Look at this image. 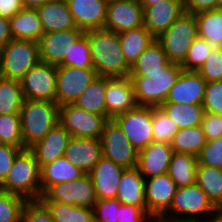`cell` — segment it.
<instances>
[{
  "mask_svg": "<svg viewBox=\"0 0 222 222\" xmlns=\"http://www.w3.org/2000/svg\"><path fill=\"white\" fill-rule=\"evenodd\" d=\"M93 68L98 76H129L131 67L124 59L118 33L105 28L86 31Z\"/></svg>",
  "mask_w": 222,
  "mask_h": 222,
  "instance_id": "6da1fadb",
  "label": "cell"
},
{
  "mask_svg": "<svg viewBox=\"0 0 222 222\" xmlns=\"http://www.w3.org/2000/svg\"><path fill=\"white\" fill-rule=\"evenodd\" d=\"M0 190L21 196L27 201L41 198L40 168L29 148L17 154L11 170L0 184Z\"/></svg>",
  "mask_w": 222,
  "mask_h": 222,
  "instance_id": "7a4b0ae2",
  "label": "cell"
},
{
  "mask_svg": "<svg viewBox=\"0 0 222 222\" xmlns=\"http://www.w3.org/2000/svg\"><path fill=\"white\" fill-rule=\"evenodd\" d=\"M56 102L24 99L20 109L23 148L42 140L58 123Z\"/></svg>",
  "mask_w": 222,
  "mask_h": 222,
  "instance_id": "3957f363",
  "label": "cell"
},
{
  "mask_svg": "<svg viewBox=\"0 0 222 222\" xmlns=\"http://www.w3.org/2000/svg\"><path fill=\"white\" fill-rule=\"evenodd\" d=\"M182 71L180 64L169 62L160 72L146 73V77H129L137 105L159 107L165 103Z\"/></svg>",
  "mask_w": 222,
  "mask_h": 222,
  "instance_id": "277c9868",
  "label": "cell"
},
{
  "mask_svg": "<svg viewBox=\"0 0 222 222\" xmlns=\"http://www.w3.org/2000/svg\"><path fill=\"white\" fill-rule=\"evenodd\" d=\"M217 214L218 209L206 193L194 183L176 189L172 205L163 216L170 219L215 222ZM202 216H206L205 219ZM200 217H202V220Z\"/></svg>",
  "mask_w": 222,
  "mask_h": 222,
  "instance_id": "5b68a950",
  "label": "cell"
},
{
  "mask_svg": "<svg viewBox=\"0 0 222 222\" xmlns=\"http://www.w3.org/2000/svg\"><path fill=\"white\" fill-rule=\"evenodd\" d=\"M39 62L38 42L12 39L0 49V76L20 80Z\"/></svg>",
  "mask_w": 222,
  "mask_h": 222,
  "instance_id": "8992f818",
  "label": "cell"
},
{
  "mask_svg": "<svg viewBox=\"0 0 222 222\" xmlns=\"http://www.w3.org/2000/svg\"><path fill=\"white\" fill-rule=\"evenodd\" d=\"M198 37V25L195 15L184 12L156 40L170 62L181 64L187 57L190 45Z\"/></svg>",
  "mask_w": 222,
  "mask_h": 222,
  "instance_id": "52a82bcc",
  "label": "cell"
},
{
  "mask_svg": "<svg viewBox=\"0 0 222 222\" xmlns=\"http://www.w3.org/2000/svg\"><path fill=\"white\" fill-rule=\"evenodd\" d=\"M108 118L83 110L73 103L58 108V122L76 138L100 139Z\"/></svg>",
  "mask_w": 222,
  "mask_h": 222,
  "instance_id": "ba28073f",
  "label": "cell"
},
{
  "mask_svg": "<svg viewBox=\"0 0 222 222\" xmlns=\"http://www.w3.org/2000/svg\"><path fill=\"white\" fill-rule=\"evenodd\" d=\"M39 200L93 208L97 197L89 174H85L74 181L61 182L51 186Z\"/></svg>",
  "mask_w": 222,
  "mask_h": 222,
  "instance_id": "9c48e42d",
  "label": "cell"
},
{
  "mask_svg": "<svg viewBox=\"0 0 222 222\" xmlns=\"http://www.w3.org/2000/svg\"><path fill=\"white\" fill-rule=\"evenodd\" d=\"M24 99L56 102L57 66L39 62L21 79Z\"/></svg>",
  "mask_w": 222,
  "mask_h": 222,
  "instance_id": "30bf717a",
  "label": "cell"
},
{
  "mask_svg": "<svg viewBox=\"0 0 222 222\" xmlns=\"http://www.w3.org/2000/svg\"><path fill=\"white\" fill-rule=\"evenodd\" d=\"M100 139L103 157L124 168H135L137 166L138 152L114 119L106 121Z\"/></svg>",
  "mask_w": 222,
  "mask_h": 222,
  "instance_id": "8fae6325",
  "label": "cell"
},
{
  "mask_svg": "<svg viewBox=\"0 0 222 222\" xmlns=\"http://www.w3.org/2000/svg\"><path fill=\"white\" fill-rule=\"evenodd\" d=\"M114 120L137 152L153 142L152 107L137 106Z\"/></svg>",
  "mask_w": 222,
  "mask_h": 222,
  "instance_id": "7c38bea8",
  "label": "cell"
},
{
  "mask_svg": "<svg viewBox=\"0 0 222 222\" xmlns=\"http://www.w3.org/2000/svg\"><path fill=\"white\" fill-rule=\"evenodd\" d=\"M97 76L94 68L57 66L56 104L74 103Z\"/></svg>",
  "mask_w": 222,
  "mask_h": 222,
  "instance_id": "4fadbf2b",
  "label": "cell"
},
{
  "mask_svg": "<svg viewBox=\"0 0 222 222\" xmlns=\"http://www.w3.org/2000/svg\"><path fill=\"white\" fill-rule=\"evenodd\" d=\"M141 26H144L143 7L137 0L107 3L105 29L120 34Z\"/></svg>",
  "mask_w": 222,
  "mask_h": 222,
  "instance_id": "5bb4252c",
  "label": "cell"
},
{
  "mask_svg": "<svg viewBox=\"0 0 222 222\" xmlns=\"http://www.w3.org/2000/svg\"><path fill=\"white\" fill-rule=\"evenodd\" d=\"M81 29L44 33L39 40L40 61L59 66L68 56L72 45L84 34Z\"/></svg>",
  "mask_w": 222,
  "mask_h": 222,
  "instance_id": "9a60e30c",
  "label": "cell"
},
{
  "mask_svg": "<svg viewBox=\"0 0 222 222\" xmlns=\"http://www.w3.org/2000/svg\"><path fill=\"white\" fill-rule=\"evenodd\" d=\"M176 184L165 173L145 179V200L147 213L152 217L163 216L171 207Z\"/></svg>",
  "mask_w": 222,
  "mask_h": 222,
  "instance_id": "2e32d148",
  "label": "cell"
},
{
  "mask_svg": "<svg viewBox=\"0 0 222 222\" xmlns=\"http://www.w3.org/2000/svg\"><path fill=\"white\" fill-rule=\"evenodd\" d=\"M105 104L106 117L108 119H114L116 116L135 109L138 106L133 85L128 76L106 77Z\"/></svg>",
  "mask_w": 222,
  "mask_h": 222,
  "instance_id": "e0dca14e",
  "label": "cell"
},
{
  "mask_svg": "<svg viewBox=\"0 0 222 222\" xmlns=\"http://www.w3.org/2000/svg\"><path fill=\"white\" fill-rule=\"evenodd\" d=\"M144 27L157 38L184 13L183 0H162L154 5L142 6Z\"/></svg>",
  "mask_w": 222,
  "mask_h": 222,
  "instance_id": "ac0fdd59",
  "label": "cell"
},
{
  "mask_svg": "<svg viewBox=\"0 0 222 222\" xmlns=\"http://www.w3.org/2000/svg\"><path fill=\"white\" fill-rule=\"evenodd\" d=\"M173 153L170 143L153 141L138 152L136 168L145 179L165 174Z\"/></svg>",
  "mask_w": 222,
  "mask_h": 222,
  "instance_id": "d6986e66",
  "label": "cell"
},
{
  "mask_svg": "<svg viewBox=\"0 0 222 222\" xmlns=\"http://www.w3.org/2000/svg\"><path fill=\"white\" fill-rule=\"evenodd\" d=\"M126 168L112 160L101 157L99 162L88 173L97 199H115L120 177Z\"/></svg>",
  "mask_w": 222,
  "mask_h": 222,
  "instance_id": "ffe728a7",
  "label": "cell"
},
{
  "mask_svg": "<svg viewBox=\"0 0 222 222\" xmlns=\"http://www.w3.org/2000/svg\"><path fill=\"white\" fill-rule=\"evenodd\" d=\"M78 29L84 32L104 28L106 0H66Z\"/></svg>",
  "mask_w": 222,
  "mask_h": 222,
  "instance_id": "44dd1931",
  "label": "cell"
},
{
  "mask_svg": "<svg viewBox=\"0 0 222 222\" xmlns=\"http://www.w3.org/2000/svg\"><path fill=\"white\" fill-rule=\"evenodd\" d=\"M64 157L88 174L102 157L101 139L71 137Z\"/></svg>",
  "mask_w": 222,
  "mask_h": 222,
  "instance_id": "7402d4cb",
  "label": "cell"
},
{
  "mask_svg": "<svg viewBox=\"0 0 222 222\" xmlns=\"http://www.w3.org/2000/svg\"><path fill=\"white\" fill-rule=\"evenodd\" d=\"M206 81L196 71H182L165 103L202 104Z\"/></svg>",
  "mask_w": 222,
  "mask_h": 222,
  "instance_id": "603a6c76",
  "label": "cell"
},
{
  "mask_svg": "<svg viewBox=\"0 0 222 222\" xmlns=\"http://www.w3.org/2000/svg\"><path fill=\"white\" fill-rule=\"evenodd\" d=\"M72 136L58 122L48 134L29 149L33 152L41 169L44 165L64 157L65 149Z\"/></svg>",
  "mask_w": 222,
  "mask_h": 222,
  "instance_id": "cb8c5ba5",
  "label": "cell"
},
{
  "mask_svg": "<svg viewBox=\"0 0 222 222\" xmlns=\"http://www.w3.org/2000/svg\"><path fill=\"white\" fill-rule=\"evenodd\" d=\"M37 11L44 33L77 28L66 0H50Z\"/></svg>",
  "mask_w": 222,
  "mask_h": 222,
  "instance_id": "d4e9b609",
  "label": "cell"
},
{
  "mask_svg": "<svg viewBox=\"0 0 222 222\" xmlns=\"http://www.w3.org/2000/svg\"><path fill=\"white\" fill-rule=\"evenodd\" d=\"M121 204H131L147 212L145 200V178L135 168H126L119 181L116 198Z\"/></svg>",
  "mask_w": 222,
  "mask_h": 222,
  "instance_id": "484cf974",
  "label": "cell"
},
{
  "mask_svg": "<svg viewBox=\"0 0 222 222\" xmlns=\"http://www.w3.org/2000/svg\"><path fill=\"white\" fill-rule=\"evenodd\" d=\"M13 39L39 42L44 34L37 9L22 8L9 19Z\"/></svg>",
  "mask_w": 222,
  "mask_h": 222,
  "instance_id": "4316f807",
  "label": "cell"
},
{
  "mask_svg": "<svg viewBox=\"0 0 222 222\" xmlns=\"http://www.w3.org/2000/svg\"><path fill=\"white\" fill-rule=\"evenodd\" d=\"M85 174V172L71 164L65 157L58 158L40 169L41 195L57 183L74 181Z\"/></svg>",
  "mask_w": 222,
  "mask_h": 222,
  "instance_id": "83f0119b",
  "label": "cell"
},
{
  "mask_svg": "<svg viewBox=\"0 0 222 222\" xmlns=\"http://www.w3.org/2000/svg\"><path fill=\"white\" fill-rule=\"evenodd\" d=\"M169 62L161 44L154 39L131 66L128 77H146V73L160 72Z\"/></svg>",
  "mask_w": 222,
  "mask_h": 222,
  "instance_id": "f1b7e54d",
  "label": "cell"
},
{
  "mask_svg": "<svg viewBox=\"0 0 222 222\" xmlns=\"http://www.w3.org/2000/svg\"><path fill=\"white\" fill-rule=\"evenodd\" d=\"M118 35L124 59L130 67L137 61L148 45L156 39L144 26Z\"/></svg>",
  "mask_w": 222,
  "mask_h": 222,
  "instance_id": "f546056e",
  "label": "cell"
},
{
  "mask_svg": "<svg viewBox=\"0 0 222 222\" xmlns=\"http://www.w3.org/2000/svg\"><path fill=\"white\" fill-rule=\"evenodd\" d=\"M197 157L188 153H173L167 174L176 187H185L196 183Z\"/></svg>",
  "mask_w": 222,
  "mask_h": 222,
  "instance_id": "4dcf8cb0",
  "label": "cell"
},
{
  "mask_svg": "<svg viewBox=\"0 0 222 222\" xmlns=\"http://www.w3.org/2000/svg\"><path fill=\"white\" fill-rule=\"evenodd\" d=\"M106 77L97 76L73 103L83 110L106 116Z\"/></svg>",
  "mask_w": 222,
  "mask_h": 222,
  "instance_id": "1f68e13d",
  "label": "cell"
},
{
  "mask_svg": "<svg viewBox=\"0 0 222 222\" xmlns=\"http://www.w3.org/2000/svg\"><path fill=\"white\" fill-rule=\"evenodd\" d=\"M196 184L206 193L218 210L222 209V169L198 165Z\"/></svg>",
  "mask_w": 222,
  "mask_h": 222,
  "instance_id": "d6a6232c",
  "label": "cell"
},
{
  "mask_svg": "<svg viewBox=\"0 0 222 222\" xmlns=\"http://www.w3.org/2000/svg\"><path fill=\"white\" fill-rule=\"evenodd\" d=\"M159 107L176 123L179 129L200 125L204 114L202 104L163 103Z\"/></svg>",
  "mask_w": 222,
  "mask_h": 222,
  "instance_id": "836d02e7",
  "label": "cell"
},
{
  "mask_svg": "<svg viewBox=\"0 0 222 222\" xmlns=\"http://www.w3.org/2000/svg\"><path fill=\"white\" fill-rule=\"evenodd\" d=\"M194 15L198 25V36L215 47H222V9L202 11Z\"/></svg>",
  "mask_w": 222,
  "mask_h": 222,
  "instance_id": "e575fe53",
  "label": "cell"
},
{
  "mask_svg": "<svg viewBox=\"0 0 222 222\" xmlns=\"http://www.w3.org/2000/svg\"><path fill=\"white\" fill-rule=\"evenodd\" d=\"M206 143V137L198 125L179 129L170 144L174 153H188L197 157Z\"/></svg>",
  "mask_w": 222,
  "mask_h": 222,
  "instance_id": "d590c367",
  "label": "cell"
},
{
  "mask_svg": "<svg viewBox=\"0 0 222 222\" xmlns=\"http://www.w3.org/2000/svg\"><path fill=\"white\" fill-rule=\"evenodd\" d=\"M23 101L20 80L0 76V115L19 114Z\"/></svg>",
  "mask_w": 222,
  "mask_h": 222,
  "instance_id": "8d00e7d4",
  "label": "cell"
},
{
  "mask_svg": "<svg viewBox=\"0 0 222 222\" xmlns=\"http://www.w3.org/2000/svg\"><path fill=\"white\" fill-rule=\"evenodd\" d=\"M50 211L55 222H93V208L64 204L61 202H42Z\"/></svg>",
  "mask_w": 222,
  "mask_h": 222,
  "instance_id": "74e56055",
  "label": "cell"
},
{
  "mask_svg": "<svg viewBox=\"0 0 222 222\" xmlns=\"http://www.w3.org/2000/svg\"><path fill=\"white\" fill-rule=\"evenodd\" d=\"M0 143L23 148L20 114L0 115Z\"/></svg>",
  "mask_w": 222,
  "mask_h": 222,
  "instance_id": "f35d334b",
  "label": "cell"
},
{
  "mask_svg": "<svg viewBox=\"0 0 222 222\" xmlns=\"http://www.w3.org/2000/svg\"><path fill=\"white\" fill-rule=\"evenodd\" d=\"M153 141L171 143L179 131L176 123L160 107H152Z\"/></svg>",
  "mask_w": 222,
  "mask_h": 222,
  "instance_id": "ab89813d",
  "label": "cell"
},
{
  "mask_svg": "<svg viewBox=\"0 0 222 222\" xmlns=\"http://www.w3.org/2000/svg\"><path fill=\"white\" fill-rule=\"evenodd\" d=\"M59 66L93 68L90 44L85 33L72 45L68 56H64V60Z\"/></svg>",
  "mask_w": 222,
  "mask_h": 222,
  "instance_id": "60d3db41",
  "label": "cell"
},
{
  "mask_svg": "<svg viewBox=\"0 0 222 222\" xmlns=\"http://www.w3.org/2000/svg\"><path fill=\"white\" fill-rule=\"evenodd\" d=\"M26 202L21 196L0 190V222H21Z\"/></svg>",
  "mask_w": 222,
  "mask_h": 222,
  "instance_id": "b9f144b4",
  "label": "cell"
},
{
  "mask_svg": "<svg viewBox=\"0 0 222 222\" xmlns=\"http://www.w3.org/2000/svg\"><path fill=\"white\" fill-rule=\"evenodd\" d=\"M214 46L199 36L190 45L187 57L180 64L184 71H198Z\"/></svg>",
  "mask_w": 222,
  "mask_h": 222,
  "instance_id": "7bdbcfd3",
  "label": "cell"
},
{
  "mask_svg": "<svg viewBox=\"0 0 222 222\" xmlns=\"http://www.w3.org/2000/svg\"><path fill=\"white\" fill-rule=\"evenodd\" d=\"M197 72L206 82L222 81V47L214 46Z\"/></svg>",
  "mask_w": 222,
  "mask_h": 222,
  "instance_id": "ee69618b",
  "label": "cell"
},
{
  "mask_svg": "<svg viewBox=\"0 0 222 222\" xmlns=\"http://www.w3.org/2000/svg\"><path fill=\"white\" fill-rule=\"evenodd\" d=\"M202 105L204 112L222 115V81L206 83Z\"/></svg>",
  "mask_w": 222,
  "mask_h": 222,
  "instance_id": "f6af8a7d",
  "label": "cell"
},
{
  "mask_svg": "<svg viewBox=\"0 0 222 222\" xmlns=\"http://www.w3.org/2000/svg\"><path fill=\"white\" fill-rule=\"evenodd\" d=\"M198 165L222 169V137L207 141L197 156Z\"/></svg>",
  "mask_w": 222,
  "mask_h": 222,
  "instance_id": "bcb514c9",
  "label": "cell"
},
{
  "mask_svg": "<svg viewBox=\"0 0 222 222\" xmlns=\"http://www.w3.org/2000/svg\"><path fill=\"white\" fill-rule=\"evenodd\" d=\"M120 202L117 199H97L93 206L95 222H118Z\"/></svg>",
  "mask_w": 222,
  "mask_h": 222,
  "instance_id": "7dc6e473",
  "label": "cell"
},
{
  "mask_svg": "<svg viewBox=\"0 0 222 222\" xmlns=\"http://www.w3.org/2000/svg\"><path fill=\"white\" fill-rule=\"evenodd\" d=\"M21 222H55L49 209L40 200L27 201L23 207Z\"/></svg>",
  "mask_w": 222,
  "mask_h": 222,
  "instance_id": "c3c4849f",
  "label": "cell"
},
{
  "mask_svg": "<svg viewBox=\"0 0 222 222\" xmlns=\"http://www.w3.org/2000/svg\"><path fill=\"white\" fill-rule=\"evenodd\" d=\"M200 127L207 141L222 137V115L204 112Z\"/></svg>",
  "mask_w": 222,
  "mask_h": 222,
  "instance_id": "681fc988",
  "label": "cell"
},
{
  "mask_svg": "<svg viewBox=\"0 0 222 222\" xmlns=\"http://www.w3.org/2000/svg\"><path fill=\"white\" fill-rule=\"evenodd\" d=\"M149 219V220H148ZM118 222H151L152 217L141 207L120 204Z\"/></svg>",
  "mask_w": 222,
  "mask_h": 222,
  "instance_id": "f907efd6",
  "label": "cell"
},
{
  "mask_svg": "<svg viewBox=\"0 0 222 222\" xmlns=\"http://www.w3.org/2000/svg\"><path fill=\"white\" fill-rule=\"evenodd\" d=\"M24 148H16L0 143V184L5 180L11 170L14 159Z\"/></svg>",
  "mask_w": 222,
  "mask_h": 222,
  "instance_id": "816d5d0a",
  "label": "cell"
},
{
  "mask_svg": "<svg viewBox=\"0 0 222 222\" xmlns=\"http://www.w3.org/2000/svg\"><path fill=\"white\" fill-rule=\"evenodd\" d=\"M184 12L196 14L217 9V0H183Z\"/></svg>",
  "mask_w": 222,
  "mask_h": 222,
  "instance_id": "f5cc1de1",
  "label": "cell"
},
{
  "mask_svg": "<svg viewBox=\"0 0 222 222\" xmlns=\"http://www.w3.org/2000/svg\"><path fill=\"white\" fill-rule=\"evenodd\" d=\"M23 8L21 0H0V16L10 19Z\"/></svg>",
  "mask_w": 222,
  "mask_h": 222,
  "instance_id": "db71d44e",
  "label": "cell"
},
{
  "mask_svg": "<svg viewBox=\"0 0 222 222\" xmlns=\"http://www.w3.org/2000/svg\"><path fill=\"white\" fill-rule=\"evenodd\" d=\"M13 39L9 19L0 16V49Z\"/></svg>",
  "mask_w": 222,
  "mask_h": 222,
  "instance_id": "11a10c76",
  "label": "cell"
},
{
  "mask_svg": "<svg viewBox=\"0 0 222 222\" xmlns=\"http://www.w3.org/2000/svg\"><path fill=\"white\" fill-rule=\"evenodd\" d=\"M50 0H21L23 8H33L37 9L44 3L48 2Z\"/></svg>",
  "mask_w": 222,
  "mask_h": 222,
  "instance_id": "9f6ffc18",
  "label": "cell"
},
{
  "mask_svg": "<svg viewBox=\"0 0 222 222\" xmlns=\"http://www.w3.org/2000/svg\"><path fill=\"white\" fill-rule=\"evenodd\" d=\"M151 222H196V221L170 219L164 216H158V217L152 218Z\"/></svg>",
  "mask_w": 222,
  "mask_h": 222,
  "instance_id": "6f0895ef",
  "label": "cell"
},
{
  "mask_svg": "<svg viewBox=\"0 0 222 222\" xmlns=\"http://www.w3.org/2000/svg\"><path fill=\"white\" fill-rule=\"evenodd\" d=\"M142 6L154 5L162 0H137Z\"/></svg>",
  "mask_w": 222,
  "mask_h": 222,
  "instance_id": "680465c9",
  "label": "cell"
},
{
  "mask_svg": "<svg viewBox=\"0 0 222 222\" xmlns=\"http://www.w3.org/2000/svg\"><path fill=\"white\" fill-rule=\"evenodd\" d=\"M215 222H222V209L218 210Z\"/></svg>",
  "mask_w": 222,
  "mask_h": 222,
  "instance_id": "91938a15",
  "label": "cell"
},
{
  "mask_svg": "<svg viewBox=\"0 0 222 222\" xmlns=\"http://www.w3.org/2000/svg\"><path fill=\"white\" fill-rule=\"evenodd\" d=\"M217 9H222V0H217Z\"/></svg>",
  "mask_w": 222,
  "mask_h": 222,
  "instance_id": "94428289",
  "label": "cell"
},
{
  "mask_svg": "<svg viewBox=\"0 0 222 222\" xmlns=\"http://www.w3.org/2000/svg\"><path fill=\"white\" fill-rule=\"evenodd\" d=\"M113 1H119V0H106L107 3L113 2Z\"/></svg>",
  "mask_w": 222,
  "mask_h": 222,
  "instance_id": "6125c7cd",
  "label": "cell"
}]
</instances>
